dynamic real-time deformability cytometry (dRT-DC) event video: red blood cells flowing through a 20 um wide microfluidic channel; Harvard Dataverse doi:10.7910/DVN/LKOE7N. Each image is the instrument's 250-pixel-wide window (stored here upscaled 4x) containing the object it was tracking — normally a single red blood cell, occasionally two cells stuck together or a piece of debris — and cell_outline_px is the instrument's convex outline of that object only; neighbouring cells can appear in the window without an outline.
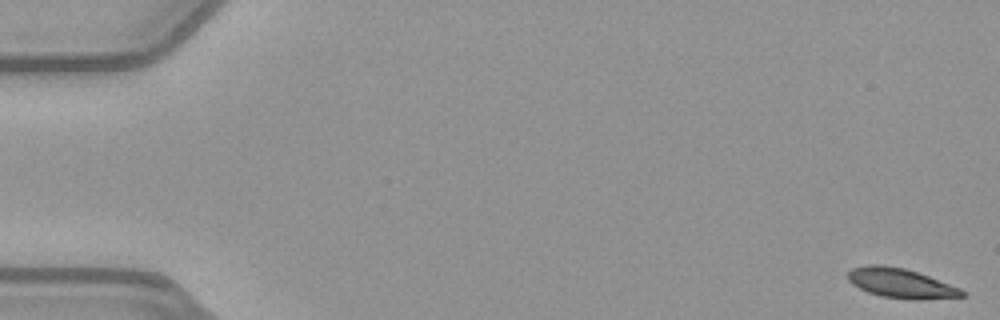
{"species": "common noctule bat (a hibernating species)", "species_latin": "Nyctalus noctula", "temperature_condition": "warm", "stored_images_in_passage": 52, "camera_frame_rate_fps": 3000, "um_per_image_px": 0.085, "animal": {"sex": "female", "body_mass_g": 21.9}, "frame": {"image": 1, "passage_image": 1, "time_ms": 0.0, "image_size_px": [1000, 320], "cell_outline_px": [[964, 296], [920, 300], [916, 300], [880, 296], [868, 292], [852, 284], [848, 280], [848, 272], [852, 268], [868, 264], [880, 264], [904, 268], [928, 276], [960, 288], [964, 292]], "centroid_in_image_um": [76.54, 24.07], "position_along_channel_um": 8.5, "area_um2": 19.54}}
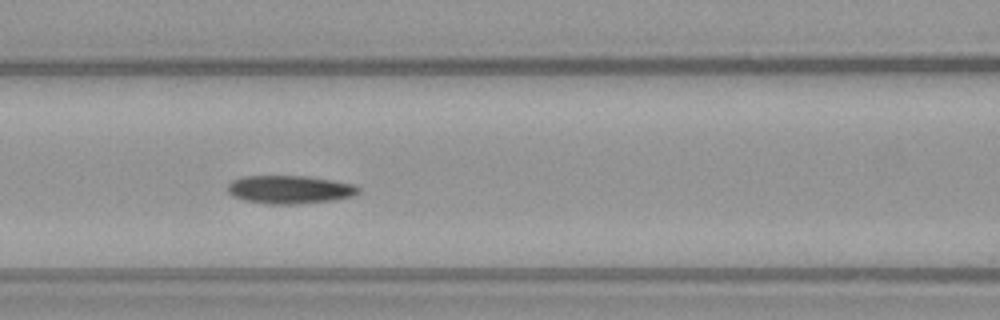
{"frame": {"image": 2, "passage_image": 23, "time_ms": 7.333, "image_size_px": [1000, 320], "cell_outline_px": [[360, 192], [352, 196], [336, 200], [296, 204], [264, 204], [244, 200], [232, 196], [228, 192], [228, 184], [232, 180], [244, 176], [308, 176], [356, 184], [360, 188]], "centroid_in_image_um": [24.64, 16.11], "position_along_channel_um": 142.0, "area_um2": 21.73}}
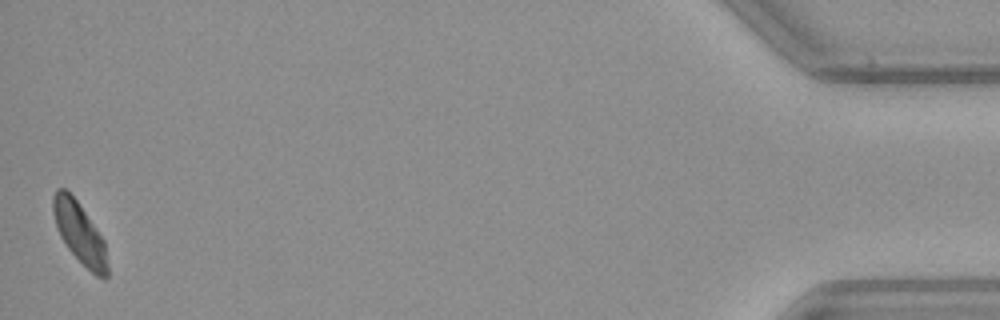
{"frame": {"image": 3, "passage_image": 52, "time_ms": 17.0, "image_size_px": [1000, 320], "cell_outline_px": [[108, 276], [104, 280], [96, 276], [68, 248], [60, 236], [56, 228], [52, 212], [52, 196], [56, 188], [64, 188], [76, 200], [104, 240], [108, 264]], "centroid_in_image_um": [6.75, 19.8], "position_along_channel_um": 428.4, "area_um2": 19.13}, "authors_computed_cell_mechanics": {"area_um2": 20.808, "velocity_mm_per_s": 3.9571, "shape_relaxation_time_tau1_ms": 4.0888, "shape_relaxation_time_tau2_ms": 5.368, "deformation_change_tau1": 0.1163, "deformation_change_tau2": 0.0986}}